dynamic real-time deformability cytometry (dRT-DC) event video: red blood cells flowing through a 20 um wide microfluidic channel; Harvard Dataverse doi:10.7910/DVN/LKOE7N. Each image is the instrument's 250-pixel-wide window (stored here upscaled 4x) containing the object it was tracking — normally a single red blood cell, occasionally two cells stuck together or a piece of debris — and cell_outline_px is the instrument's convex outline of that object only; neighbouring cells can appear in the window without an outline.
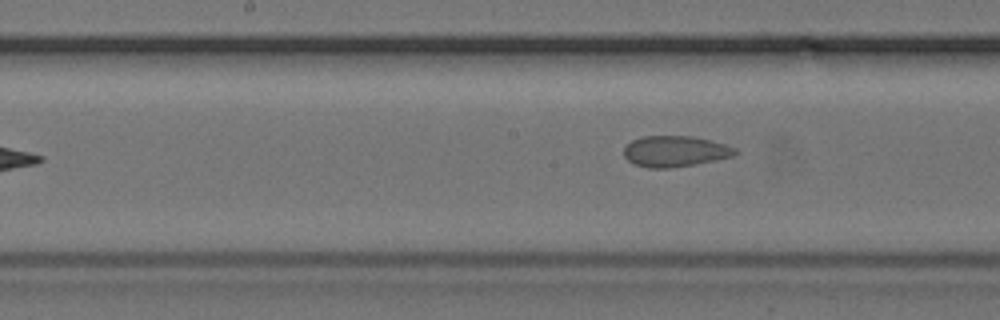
{"species": "common noctule bat (a hibernating species)", "species_latin": "Nyctalus noctula", "temperature_condition": "cold", "stored_images_in_passage": 9, "camera_frame_rate_fps": 3000, "um_per_image_px": 0.085, "animal": {"sex": "female", "body_mass_g": 24.6, "forearm_length_mm": 56.2}, "frame": {"image": 1, "passage_image": 9, "time_ms": 10.333, "image_size_px": [1000, 320], "cell_outline_px": [[740, 152], [732, 156], [716, 160], [668, 168], [648, 168], [632, 164], [624, 156], [624, 148], [632, 140], [640, 136], [692, 136], [724, 144], [736, 148]], "centroid_in_image_um": [57.35, 12.86], "position_along_channel_um": 190.8, "area_um2": 20.0}}